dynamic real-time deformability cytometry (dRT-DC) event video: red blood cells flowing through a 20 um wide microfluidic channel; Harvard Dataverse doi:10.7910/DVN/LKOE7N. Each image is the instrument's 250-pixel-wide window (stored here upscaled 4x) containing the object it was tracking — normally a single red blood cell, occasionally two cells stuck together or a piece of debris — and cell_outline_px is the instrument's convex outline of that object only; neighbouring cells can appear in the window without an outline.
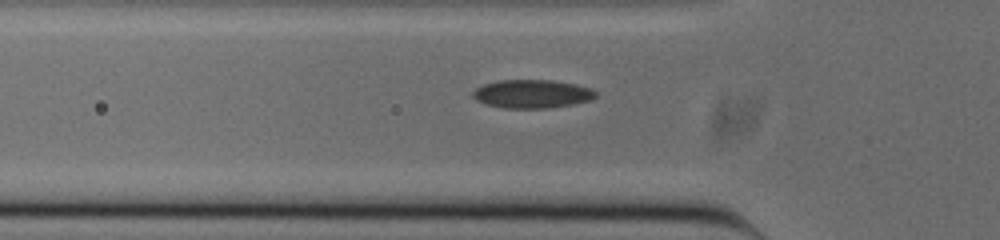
{"species": "common noctule bat (a hibernating species)", "species_latin": "Nyctalus noctula", "temperature_condition": "cold", "stored_images_in_passage": 35, "camera_frame_rate_fps": 3000, "um_per_image_px": 0.085, "animal": {"sex": "male", "body_mass_g": 20.0, "forearm_length_mm": 53.3}, "frame": {"image": 1, "passage_image": 3, "time_ms": 0.667, "image_size_px": [1000, 240], "cell_outline_px": [[596, 96], [592, 100], [572, 104], [548, 108], [504, 108], [484, 104], [476, 100], [472, 96], [472, 92], [476, 88], [484, 84], [496, 80], [552, 80], [576, 84], [592, 88], [596, 92]], "centroid_in_image_um": [45.22, 7.98], "position_along_channel_um": 80.6, "area_um2": 20.52}}
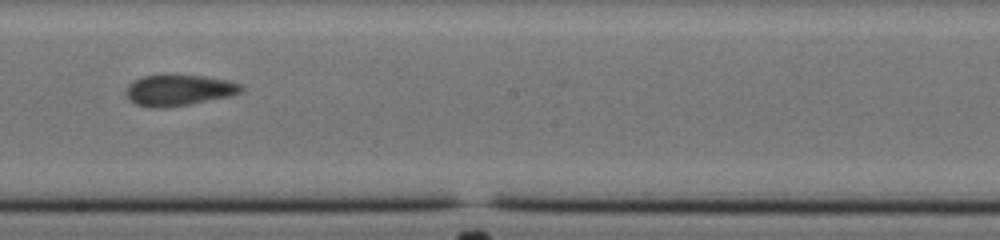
{"frame": {"image": 2, "passage_image": 15, "time_ms": 4.667, "image_size_px": [1000, 240], "cell_outline_px": [[244, 92], [232, 96], [188, 104], [164, 108], [148, 108], [136, 104], [128, 100], [124, 92], [128, 84], [144, 76], [160, 72], [164, 72], [204, 76], [228, 80], [240, 84], [244, 88]], "centroid_in_image_um": [15.17, 7.63], "position_along_channel_um": 233.0, "area_um2": 21.73}}
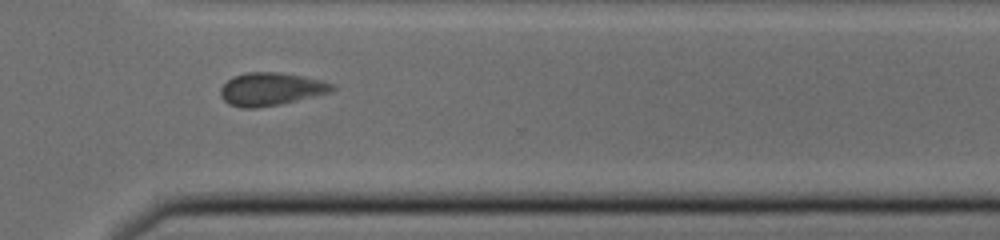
{"frame": {"image": 3, "passage_image": 24, "time_ms": 7.667, "image_size_px": [1000, 240], "cell_outline_px": [[336, 88], [332, 92], [280, 104], [256, 108], [240, 108], [228, 104], [220, 96], [220, 88], [232, 76], [248, 72], [280, 72], [324, 80], [332, 84]], "centroid_in_image_um": [23.02, 7.57], "position_along_channel_um": 347.6, "area_um2": 21.56}, "authors_computed_cell_mechanics": {"area_um2": 21.2126, "velocity_mm_per_s": 3.8085, "shape_relaxation_time_tau1_ms": 6.879, "shape_relaxation_time_tau2_ms": 2.0165, "deformation_change_tau1": 0.1046, "deformation_change_tau2": 0.0824}}